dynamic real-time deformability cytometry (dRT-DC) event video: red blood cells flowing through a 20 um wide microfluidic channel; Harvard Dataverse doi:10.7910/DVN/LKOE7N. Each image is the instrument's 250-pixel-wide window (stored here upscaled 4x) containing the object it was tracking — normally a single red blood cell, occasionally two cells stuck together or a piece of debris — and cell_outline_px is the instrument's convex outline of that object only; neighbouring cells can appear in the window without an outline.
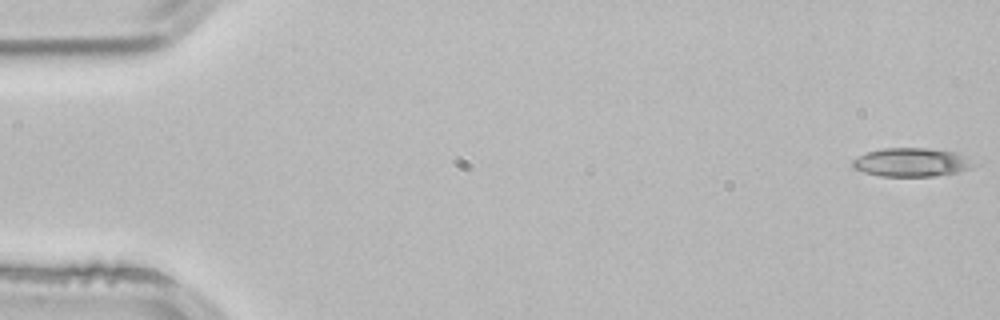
{"species": "common noctule bat (a hibernating species)", "species_latin": "Nyctalus noctula", "temperature_condition": "room temperature", "stored_images_in_passage": 4, "camera_frame_rate_fps": 3000, "um_per_image_px": 0.085, "animal": {"sex": "male", "body_mass_g": 21.5, "forearm_length_mm": 52.0}, "frame": {"image": 1, "passage_image": 1, "time_ms": 0.0, "image_size_px": [1000, 320], "cell_outline_px": [[980, 164], [972, 168], [956, 172], [936, 176], [880, 176], [864, 172], [852, 168], [852, 160], [856, 156], [868, 152], [884, 148], [928, 148], [952, 152]], "centroid_in_image_um": [77.45, 13.8], "position_along_channel_um": 7.6, "area_um2": 20.17}}